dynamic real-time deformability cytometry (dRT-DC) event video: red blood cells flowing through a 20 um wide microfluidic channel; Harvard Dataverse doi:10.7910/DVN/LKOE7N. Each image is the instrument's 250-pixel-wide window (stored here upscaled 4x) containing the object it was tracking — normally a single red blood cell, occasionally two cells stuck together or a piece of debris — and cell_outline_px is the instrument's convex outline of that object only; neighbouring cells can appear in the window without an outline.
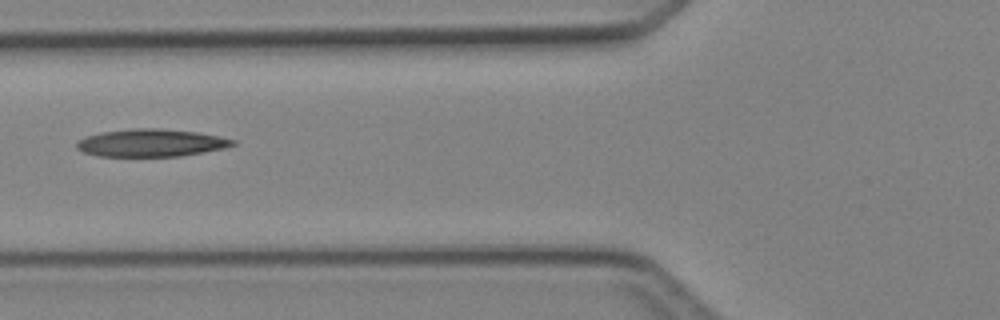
{"species": "Egyptian fruit bat (a non-hibernating species)", "species_latin": "Rousettus aegyptiacus", "temperature_condition": "cold", "stored_images_in_passage": 4, "camera_frame_rate_fps": 3000, "um_per_image_px": 0.085, "animal": {"sex": "female"}, "frame": {"image": 1, "passage_image": 3, "time_ms": 3.333, "image_size_px": [1000, 320], "cell_outline_px": [[236, 144], [224, 148], [180, 156], [100, 156], [84, 152], [76, 148], [76, 144], [80, 140], [88, 136], [100, 132], [132, 128], [156, 128], [196, 132], [236, 140]], "centroid_in_image_um": [12.83, 12.14], "position_along_channel_um": 113.0, "area_um2": 24.8}}
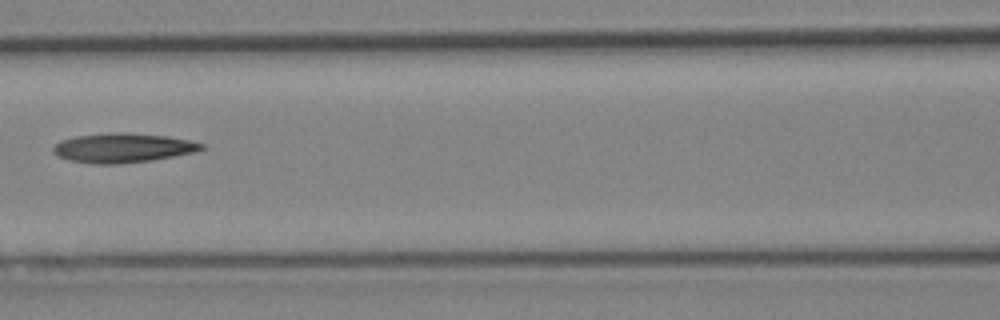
{"frame": {"image": 2, "passage_image": 4, "time_ms": 4.333, "image_size_px": [1000, 320], "cell_outline_px": [[204, 148], [192, 152], [152, 160], [120, 164], [88, 164], [68, 160], [52, 152], [52, 148], [60, 140], [76, 136], [108, 132], [128, 132], [168, 136], [188, 140], [204, 144]], "centroid_in_image_um": [10.38, 12.56], "position_along_channel_um": 156.2, "area_um2": 25.49}}